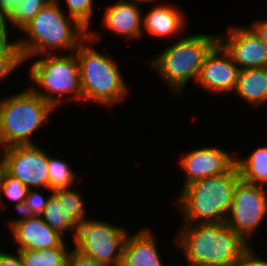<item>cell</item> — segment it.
Masks as SVG:
<instances>
[{
	"label": "cell",
	"instance_id": "f1b7e54d",
	"mask_svg": "<svg viewBox=\"0 0 267 266\" xmlns=\"http://www.w3.org/2000/svg\"><path fill=\"white\" fill-rule=\"evenodd\" d=\"M67 266H103L97 260L84 255L77 249H70L68 258H67Z\"/></svg>",
	"mask_w": 267,
	"mask_h": 266
},
{
	"label": "cell",
	"instance_id": "ac0fdd59",
	"mask_svg": "<svg viewBox=\"0 0 267 266\" xmlns=\"http://www.w3.org/2000/svg\"><path fill=\"white\" fill-rule=\"evenodd\" d=\"M234 93L255 109L267 102V67L245 68L238 74Z\"/></svg>",
	"mask_w": 267,
	"mask_h": 266
},
{
	"label": "cell",
	"instance_id": "3957f363",
	"mask_svg": "<svg viewBox=\"0 0 267 266\" xmlns=\"http://www.w3.org/2000/svg\"><path fill=\"white\" fill-rule=\"evenodd\" d=\"M240 174L236 163L225 173L184 186L175 200L184 224L225 223Z\"/></svg>",
	"mask_w": 267,
	"mask_h": 266
},
{
	"label": "cell",
	"instance_id": "ba28073f",
	"mask_svg": "<svg viewBox=\"0 0 267 266\" xmlns=\"http://www.w3.org/2000/svg\"><path fill=\"white\" fill-rule=\"evenodd\" d=\"M127 232L122 226L90 217L78 222L72 244L103 266H120Z\"/></svg>",
	"mask_w": 267,
	"mask_h": 266
},
{
	"label": "cell",
	"instance_id": "5b68a950",
	"mask_svg": "<svg viewBox=\"0 0 267 266\" xmlns=\"http://www.w3.org/2000/svg\"><path fill=\"white\" fill-rule=\"evenodd\" d=\"M218 44V34L182 36L148 61L149 67L175 95H181L190 80L198 79L206 56Z\"/></svg>",
	"mask_w": 267,
	"mask_h": 266
},
{
	"label": "cell",
	"instance_id": "8992f818",
	"mask_svg": "<svg viewBox=\"0 0 267 266\" xmlns=\"http://www.w3.org/2000/svg\"><path fill=\"white\" fill-rule=\"evenodd\" d=\"M54 109L29 86L0 99V149L35 144L32 134L47 123Z\"/></svg>",
	"mask_w": 267,
	"mask_h": 266
},
{
	"label": "cell",
	"instance_id": "ffe728a7",
	"mask_svg": "<svg viewBox=\"0 0 267 266\" xmlns=\"http://www.w3.org/2000/svg\"><path fill=\"white\" fill-rule=\"evenodd\" d=\"M65 241L51 249L18 251L24 266H67L69 249Z\"/></svg>",
	"mask_w": 267,
	"mask_h": 266
},
{
	"label": "cell",
	"instance_id": "1f68e13d",
	"mask_svg": "<svg viewBox=\"0 0 267 266\" xmlns=\"http://www.w3.org/2000/svg\"><path fill=\"white\" fill-rule=\"evenodd\" d=\"M16 253L0 251V266H24L19 252L16 251Z\"/></svg>",
	"mask_w": 267,
	"mask_h": 266
},
{
	"label": "cell",
	"instance_id": "9c48e42d",
	"mask_svg": "<svg viewBox=\"0 0 267 266\" xmlns=\"http://www.w3.org/2000/svg\"><path fill=\"white\" fill-rule=\"evenodd\" d=\"M267 188L239 180L225 223L248 244L267 215Z\"/></svg>",
	"mask_w": 267,
	"mask_h": 266
},
{
	"label": "cell",
	"instance_id": "4316f807",
	"mask_svg": "<svg viewBox=\"0 0 267 266\" xmlns=\"http://www.w3.org/2000/svg\"><path fill=\"white\" fill-rule=\"evenodd\" d=\"M94 0H66L69 16L74 18L87 31L93 17V2Z\"/></svg>",
	"mask_w": 267,
	"mask_h": 266
},
{
	"label": "cell",
	"instance_id": "6da1fadb",
	"mask_svg": "<svg viewBox=\"0 0 267 266\" xmlns=\"http://www.w3.org/2000/svg\"><path fill=\"white\" fill-rule=\"evenodd\" d=\"M60 6L59 0H51L21 30L27 37L16 42L24 62L58 50L74 52L88 37V31Z\"/></svg>",
	"mask_w": 267,
	"mask_h": 266
},
{
	"label": "cell",
	"instance_id": "f546056e",
	"mask_svg": "<svg viewBox=\"0 0 267 266\" xmlns=\"http://www.w3.org/2000/svg\"><path fill=\"white\" fill-rule=\"evenodd\" d=\"M254 246H250L244 253L242 260L240 261L239 266H267V259H261L257 253H255L252 248Z\"/></svg>",
	"mask_w": 267,
	"mask_h": 266
},
{
	"label": "cell",
	"instance_id": "277c9868",
	"mask_svg": "<svg viewBox=\"0 0 267 266\" xmlns=\"http://www.w3.org/2000/svg\"><path fill=\"white\" fill-rule=\"evenodd\" d=\"M101 37V34L89 30L88 37L78 46L75 54L80 69L83 101L108 107L121 103V100L123 102L129 94V87L109 53L104 55L92 46Z\"/></svg>",
	"mask_w": 267,
	"mask_h": 266
},
{
	"label": "cell",
	"instance_id": "d6a6232c",
	"mask_svg": "<svg viewBox=\"0 0 267 266\" xmlns=\"http://www.w3.org/2000/svg\"><path fill=\"white\" fill-rule=\"evenodd\" d=\"M254 32L267 44V19L257 20L249 25Z\"/></svg>",
	"mask_w": 267,
	"mask_h": 266
},
{
	"label": "cell",
	"instance_id": "8fae6325",
	"mask_svg": "<svg viewBox=\"0 0 267 266\" xmlns=\"http://www.w3.org/2000/svg\"><path fill=\"white\" fill-rule=\"evenodd\" d=\"M218 43L240 70L267 67V44L251 27L231 25L225 35H218Z\"/></svg>",
	"mask_w": 267,
	"mask_h": 266
},
{
	"label": "cell",
	"instance_id": "44dd1931",
	"mask_svg": "<svg viewBox=\"0 0 267 266\" xmlns=\"http://www.w3.org/2000/svg\"><path fill=\"white\" fill-rule=\"evenodd\" d=\"M44 222L53 230L64 236L69 231H74L78 225V220L68 212H62L60 204L51 194L46 207L40 215Z\"/></svg>",
	"mask_w": 267,
	"mask_h": 266
},
{
	"label": "cell",
	"instance_id": "52a82bcc",
	"mask_svg": "<svg viewBox=\"0 0 267 266\" xmlns=\"http://www.w3.org/2000/svg\"><path fill=\"white\" fill-rule=\"evenodd\" d=\"M58 54L41 55L46 57L34 60L29 70L33 80L31 82L38 86L29 85V87L54 108L61 106L63 98L67 95H70L69 101L72 99L83 101L80 69L75 51L69 54Z\"/></svg>",
	"mask_w": 267,
	"mask_h": 266
},
{
	"label": "cell",
	"instance_id": "30bf717a",
	"mask_svg": "<svg viewBox=\"0 0 267 266\" xmlns=\"http://www.w3.org/2000/svg\"><path fill=\"white\" fill-rule=\"evenodd\" d=\"M0 167L29 189H49L48 153L40 145H17L0 149ZM39 187V188H38Z\"/></svg>",
	"mask_w": 267,
	"mask_h": 266
},
{
	"label": "cell",
	"instance_id": "e0dca14e",
	"mask_svg": "<svg viewBox=\"0 0 267 266\" xmlns=\"http://www.w3.org/2000/svg\"><path fill=\"white\" fill-rule=\"evenodd\" d=\"M184 13L176 6L159 4L154 5L145 15L142 20V31L151 37L165 38L166 36L179 35L186 26ZM185 19V20H184Z\"/></svg>",
	"mask_w": 267,
	"mask_h": 266
},
{
	"label": "cell",
	"instance_id": "7a4b0ae2",
	"mask_svg": "<svg viewBox=\"0 0 267 266\" xmlns=\"http://www.w3.org/2000/svg\"><path fill=\"white\" fill-rule=\"evenodd\" d=\"M175 243L188 262H210L221 266H239L251 246L226 223L184 224Z\"/></svg>",
	"mask_w": 267,
	"mask_h": 266
},
{
	"label": "cell",
	"instance_id": "83f0119b",
	"mask_svg": "<svg viewBox=\"0 0 267 266\" xmlns=\"http://www.w3.org/2000/svg\"><path fill=\"white\" fill-rule=\"evenodd\" d=\"M50 195L45 196L35 189H29L25 204L19 213L40 216L46 207Z\"/></svg>",
	"mask_w": 267,
	"mask_h": 266
},
{
	"label": "cell",
	"instance_id": "484cf974",
	"mask_svg": "<svg viewBox=\"0 0 267 266\" xmlns=\"http://www.w3.org/2000/svg\"><path fill=\"white\" fill-rule=\"evenodd\" d=\"M24 64L18 45H5L0 47V81Z\"/></svg>",
	"mask_w": 267,
	"mask_h": 266
},
{
	"label": "cell",
	"instance_id": "4dcf8cb0",
	"mask_svg": "<svg viewBox=\"0 0 267 266\" xmlns=\"http://www.w3.org/2000/svg\"><path fill=\"white\" fill-rule=\"evenodd\" d=\"M9 16L0 10V47L5 45H17L16 41H10L8 31Z\"/></svg>",
	"mask_w": 267,
	"mask_h": 266
},
{
	"label": "cell",
	"instance_id": "d4e9b609",
	"mask_svg": "<svg viewBox=\"0 0 267 266\" xmlns=\"http://www.w3.org/2000/svg\"><path fill=\"white\" fill-rule=\"evenodd\" d=\"M51 0H21L9 15V23L22 30Z\"/></svg>",
	"mask_w": 267,
	"mask_h": 266
},
{
	"label": "cell",
	"instance_id": "5bb4252c",
	"mask_svg": "<svg viewBox=\"0 0 267 266\" xmlns=\"http://www.w3.org/2000/svg\"><path fill=\"white\" fill-rule=\"evenodd\" d=\"M20 216L8 223L17 243L16 251L51 249L59 247L65 241L64 237L50 228L41 216Z\"/></svg>",
	"mask_w": 267,
	"mask_h": 266
},
{
	"label": "cell",
	"instance_id": "4fadbf2b",
	"mask_svg": "<svg viewBox=\"0 0 267 266\" xmlns=\"http://www.w3.org/2000/svg\"><path fill=\"white\" fill-rule=\"evenodd\" d=\"M235 163V158L224 148L206 146L191 150L179 162L185 173L182 187L199 179L223 174Z\"/></svg>",
	"mask_w": 267,
	"mask_h": 266
},
{
	"label": "cell",
	"instance_id": "9a60e30c",
	"mask_svg": "<svg viewBox=\"0 0 267 266\" xmlns=\"http://www.w3.org/2000/svg\"><path fill=\"white\" fill-rule=\"evenodd\" d=\"M140 10L139 4L133 1L118 0L106 8L102 25L117 36L138 39L143 34Z\"/></svg>",
	"mask_w": 267,
	"mask_h": 266
},
{
	"label": "cell",
	"instance_id": "7402d4cb",
	"mask_svg": "<svg viewBox=\"0 0 267 266\" xmlns=\"http://www.w3.org/2000/svg\"><path fill=\"white\" fill-rule=\"evenodd\" d=\"M29 188L22 184L18 179H15L11 175L7 174L0 167V210L3 208V194L8 200L15 202V209L18 213L22 210Z\"/></svg>",
	"mask_w": 267,
	"mask_h": 266
},
{
	"label": "cell",
	"instance_id": "cb8c5ba5",
	"mask_svg": "<svg viewBox=\"0 0 267 266\" xmlns=\"http://www.w3.org/2000/svg\"><path fill=\"white\" fill-rule=\"evenodd\" d=\"M51 194L56 198L62 208V212H68L78 221L87 219L86 204L78 190L71 188L52 190ZM86 214V215H85Z\"/></svg>",
	"mask_w": 267,
	"mask_h": 266
},
{
	"label": "cell",
	"instance_id": "7c38bea8",
	"mask_svg": "<svg viewBox=\"0 0 267 266\" xmlns=\"http://www.w3.org/2000/svg\"><path fill=\"white\" fill-rule=\"evenodd\" d=\"M239 71L230 55L218 43L206 56L196 84L213 94L233 93Z\"/></svg>",
	"mask_w": 267,
	"mask_h": 266
},
{
	"label": "cell",
	"instance_id": "603a6c76",
	"mask_svg": "<svg viewBox=\"0 0 267 266\" xmlns=\"http://www.w3.org/2000/svg\"><path fill=\"white\" fill-rule=\"evenodd\" d=\"M49 189L71 188L76 179V172L70 164L60 158H53L48 154Z\"/></svg>",
	"mask_w": 267,
	"mask_h": 266
},
{
	"label": "cell",
	"instance_id": "836d02e7",
	"mask_svg": "<svg viewBox=\"0 0 267 266\" xmlns=\"http://www.w3.org/2000/svg\"><path fill=\"white\" fill-rule=\"evenodd\" d=\"M20 1L21 0H0V10L9 16Z\"/></svg>",
	"mask_w": 267,
	"mask_h": 266
},
{
	"label": "cell",
	"instance_id": "d6986e66",
	"mask_svg": "<svg viewBox=\"0 0 267 266\" xmlns=\"http://www.w3.org/2000/svg\"><path fill=\"white\" fill-rule=\"evenodd\" d=\"M240 179L249 184L267 185V145L255 149L248 157L235 158Z\"/></svg>",
	"mask_w": 267,
	"mask_h": 266
},
{
	"label": "cell",
	"instance_id": "2e32d148",
	"mask_svg": "<svg viewBox=\"0 0 267 266\" xmlns=\"http://www.w3.org/2000/svg\"><path fill=\"white\" fill-rule=\"evenodd\" d=\"M140 230L127 234L120 266H163L155 234L146 227Z\"/></svg>",
	"mask_w": 267,
	"mask_h": 266
},
{
	"label": "cell",
	"instance_id": "e575fe53",
	"mask_svg": "<svg viewBox=\"0 0 267 266\" xmlns=\"http://www.w3.org/2000/svg\"><path fill=\"white\" fill-rule=\"evenodd\" d=\"M188 266H221V265L213 264V263H210V262H202V263L188 264Z\"/></svg>",
	"mask_w": 267,
	"mask_h": 266
}]
</instances>
